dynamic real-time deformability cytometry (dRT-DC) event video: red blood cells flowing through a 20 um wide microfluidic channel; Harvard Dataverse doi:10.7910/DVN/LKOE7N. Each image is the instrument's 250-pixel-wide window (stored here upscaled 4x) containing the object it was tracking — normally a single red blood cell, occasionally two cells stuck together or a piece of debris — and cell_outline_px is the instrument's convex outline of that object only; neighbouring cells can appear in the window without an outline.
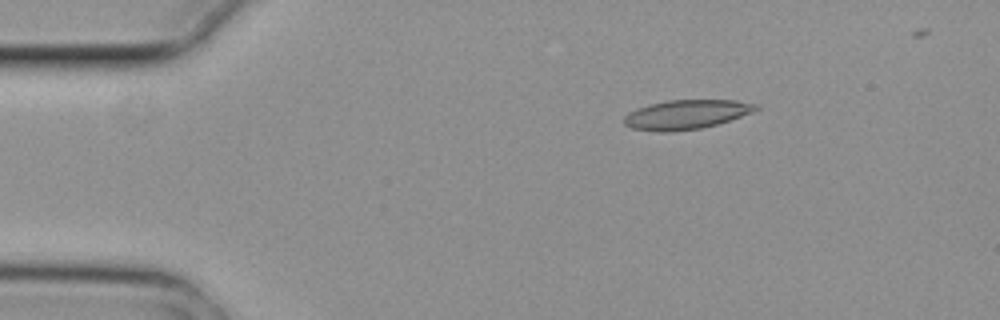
{"species": "common noctule bat (a hibernating species)", "species_latin": "Nyctalus noctula", "temperature_condition": "cold", "stored_images_in_passage": 3, "camera_frame_rate_fps": 3000, "um_per_image_px": 0.085, "animal": {"sex": "female", "body_mass_g": 29.2, "forearm_length_mm": 56.3}, "frame": {"image": 1, "passage_image": 1, "time_ms": 0.0, "image_size_px": [1000, 320], "cell_outline_px": [[760, 108], [752, 112], [716, 124], [700, 128], [668, 132], [664, 132], [632, 128], [624, 124], [624, 116], [628, 112], [636, 108], [648, 104], [668, 100], [736, 100], [760, 104]], "centroid_in_image_um": [58.32, 9.71], "position_along_channel_um": 26.7, "area_um2": 22.43}}